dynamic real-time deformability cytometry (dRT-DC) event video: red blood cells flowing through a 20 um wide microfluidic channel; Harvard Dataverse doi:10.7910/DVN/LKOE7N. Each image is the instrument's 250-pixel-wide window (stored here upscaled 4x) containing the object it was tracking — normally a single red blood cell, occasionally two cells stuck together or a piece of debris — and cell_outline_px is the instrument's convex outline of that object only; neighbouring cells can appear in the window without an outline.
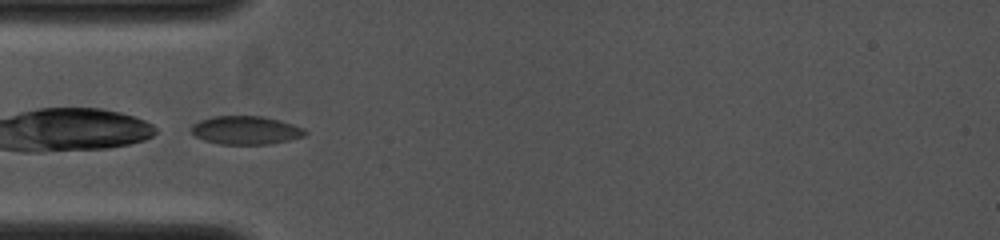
{"species": "common noctule bat (a hibernating species)", "species_latin": "Nyctalus noctula", "temperature_condition": "cold", "stored_images_in_passage": 4, "camera_frame_rate_fps": 4000, "um_per_image_px": 0.085, "animal": {"sex": "female", "body_mass_g": 19.0, "forearm_length_mm": 53.3}, "frame": {"image": 1, "passage_image": 1, "time_ms": 0.0, "image_size_px": [1000, 240], "cell_outline_px": [[308, 132], [304, 136], [288, 140], [268, 144], [220, 144], [204, 140], [196, 136], [192, 132], [192, 124], [200, 120], [212, 116], [264, 116], [280, 120], [304, 128]], "centroid_in_image_um": [20.9, 11.06], "position_along_channel_um": 64.1, "area_um2": 18.79}}
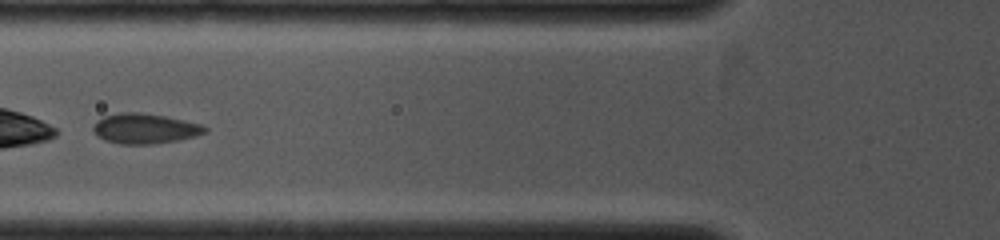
{"frame": {"image": 2, "passage_image": 3, "time_ms": 1.0, "image_size_px": [1000, 240], "cell_outline_px": [[208, 132], [196, 136], [180, 140], [152, 144], [120, 144], [104, 140], [96, 136], [92, 132], [92, 128], [96, 120], [104, 116], [120, 112], [140, 112], [164, 116], [184, 120], [200, 124], [208, 128]], "centroid_in_image_um": [12.29, 10.93], "position_along_channel_um": 113.5, "area_um2": 19.88}}